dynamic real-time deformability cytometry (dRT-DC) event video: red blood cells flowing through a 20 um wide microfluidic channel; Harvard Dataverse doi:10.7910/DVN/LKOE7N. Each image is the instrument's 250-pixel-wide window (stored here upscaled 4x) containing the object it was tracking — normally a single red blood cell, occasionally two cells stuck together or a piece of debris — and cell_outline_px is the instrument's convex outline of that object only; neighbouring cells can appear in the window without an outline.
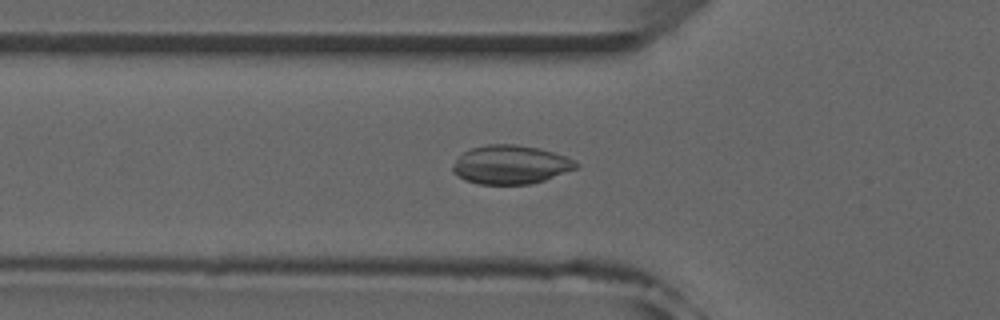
{"species": "common noctule bat (a hibernating species)", "species_latin": "Nyctalus noctula", "temperature_condition": "room temperature", "stored_images_in_passage": 36, "camera_frame_rate_fps": 3000, "um_per_image_px": 0.085, "animal": {"sex": "male", "forearm_length_mm": 52.5}, "frame": {"image": 1, "passage_image": 2, "time_ms": 0.333, "image_size_px": [1000, 320], "cell_outline_px": [[580, 168], [532, 184], [480, 184], [464, 180], [452, 172], [452, 164], [464, 152], [472, 148], [488, 144], [516, 144], [540, 148], [564, 156], [580, 164]], "centroid_in_image_um": [43.41, 14.0], "position_along_channel_um": 82.4, "area_um2": 27.92}}
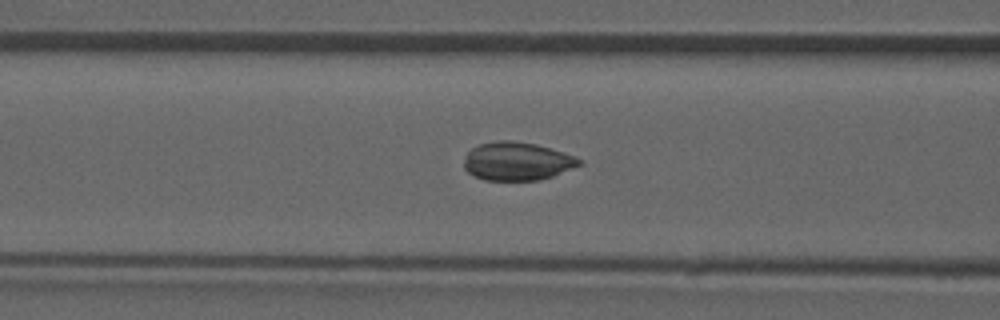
{"frame": {"image": 2, "passage_image": 5, "time_ms": 1.333, "image_size_px": [1000, 320], "cell_outline_px": [[584, 164], [552, 176], [540, 180], [484, 180], [468, 172], [464, 168], [464, 160], [468, 152], [472, 148], [480, 144], [496, 140], [508, 140], [536, 144], [584, 160]], "centroid_in_image_um": [43.95, 13.71], "position_along_channel_um": 122.7, "area_um2": 25.55}}
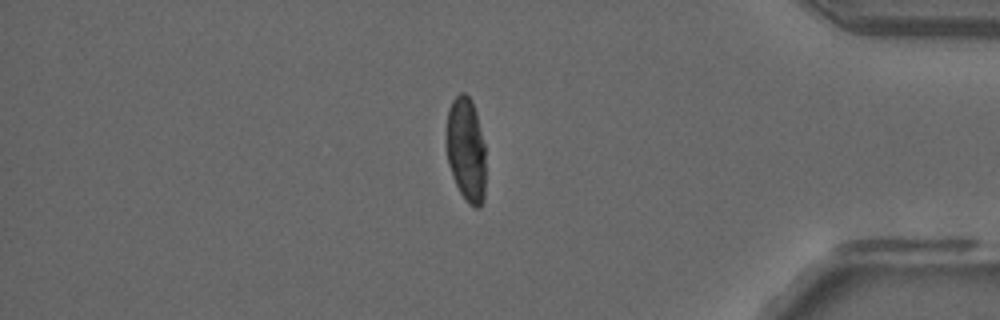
{"frame": {"image": 3, "passage_image": 28, "time_ms": 9.0, "image_size_px": [1000, 320], "cell_outline_px": [[484, 200], [480, 208], [476, 208], [468, 204], [460, 192], [452, 176], [448, 164], [448, 112], [452, 100], [460, 92], [464, 92], [472, 100], [476, 112], [484, 144]], "centroid_in_image_um": [39.63, 12.74], "position_along_channel_um": 395.6, "area_um2": 23.52}, "authors_computed_cell_mechanics": {"area_um2": 25.0274, "velocity_mm_per_s": 3.9696, "shape_relaxation_time_tau1_ms": 6.5704, "shape_relaxation_time_tau2_ms": null, "deformation_change_tau1": 0.1365, "deformation_change_tau2": null}}